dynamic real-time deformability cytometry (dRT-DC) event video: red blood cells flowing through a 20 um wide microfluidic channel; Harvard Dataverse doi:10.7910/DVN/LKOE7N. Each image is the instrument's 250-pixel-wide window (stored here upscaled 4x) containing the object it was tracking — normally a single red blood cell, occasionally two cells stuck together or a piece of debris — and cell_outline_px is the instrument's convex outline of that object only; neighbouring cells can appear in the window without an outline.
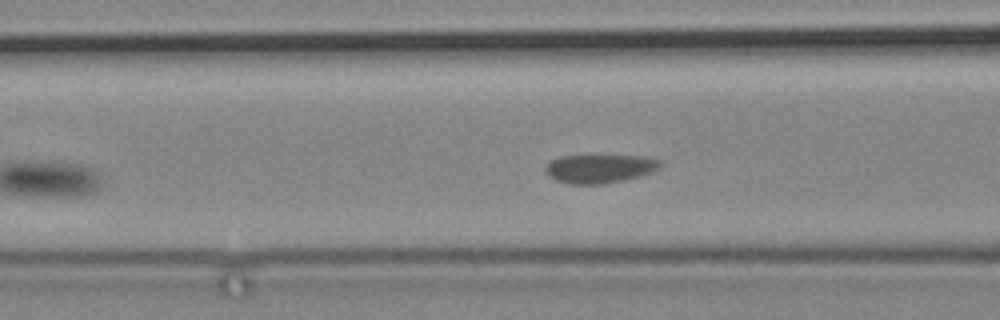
{"species": "common noctule bat (a hibernating species)", "species_latin": "Nyctalus noctula", "temperature_condition": "cold", "stored_images_in_passage": 5, "segment_of_instrument_passage": [2, 2], "camera_frame_rate_fps": 3000, "um_per_image_px": 0.085, "animal": {"sex": "male", "body_mass_g": 19.2, "forearm_length_mm": 51.8}, "frame": {"image": 1, "passage_image": 5, "time_ms": 6.0, "image_size_px": [1000, 320], "cell_outline_px": [[664, 164], [652, 172], [640, 176], [624, 180], [604, 184], [568, 184], [556, 180], [548, 176], [544, 168], [552, 160], [560, 156], [644, 156], [664, 160]], "centroid_in_image_um": [51.02, 14.33], "position_along_channel_um": 115.6, "area_um2": 19.31}}